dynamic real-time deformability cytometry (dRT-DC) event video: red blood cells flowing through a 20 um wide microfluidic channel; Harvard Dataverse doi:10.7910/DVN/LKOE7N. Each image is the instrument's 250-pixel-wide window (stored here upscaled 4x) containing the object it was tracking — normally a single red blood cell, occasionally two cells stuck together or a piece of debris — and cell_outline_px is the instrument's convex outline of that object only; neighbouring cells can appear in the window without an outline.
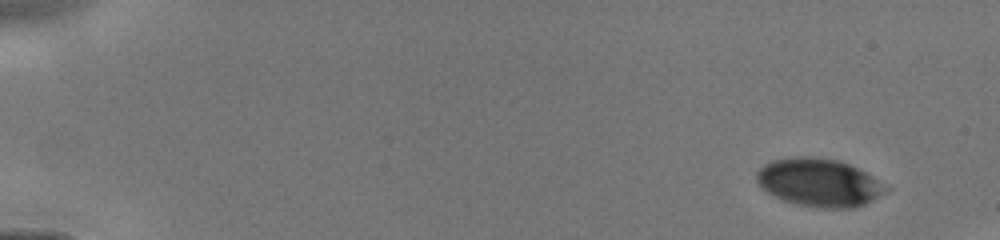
{"species": "human", "species_latin": "Homo sapiens", "temperature_condition": "cold", "stored_images_in_passage": 14, "camera_frame_rate_fps": 3000, "um_per_image_px": 0.085, "donor": {"sex": "male"}, "frame": {"image": 1, "passage_image": 1, "time_ms": 0.0, "image_size_px": [1000, 240], "cell_outline_px": [[892, 188], [888, 192], [856, 208], [820, 208], [796, 204], [784, 200], [760, 188], [756, 180], [756, 172], [764, 164], [772, 160], [796, 156], [808, 156], [840, 160], [872, 176]], "centroid_in_image_um": [69.63, 15.52], "position_along_channel_um": 15.4, "area_um2": 36.36}}
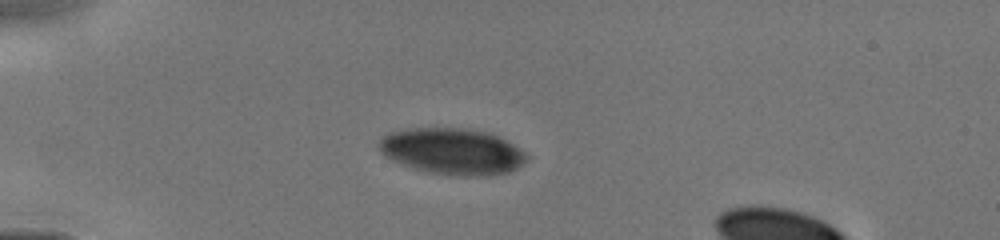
{"frame": {"image": 2, "passage_image": 10, "time_ms": 3.333, "image_size_px": [1000, 240], "cell_outline_px": [[528, 160], [516, 168], [508, 172], [488, 176], [460, 176], [424, 172], [400, 164], [384, 156], [380, 152], [376, 144], [384, 136], [392, 132], [408, 128], [464, 128], [488, 132], [528, 152]], "centroid_in_image_um": [38.43, 12.88], "position_along_channel_um": 46.6, "area_um2": 40.17}}
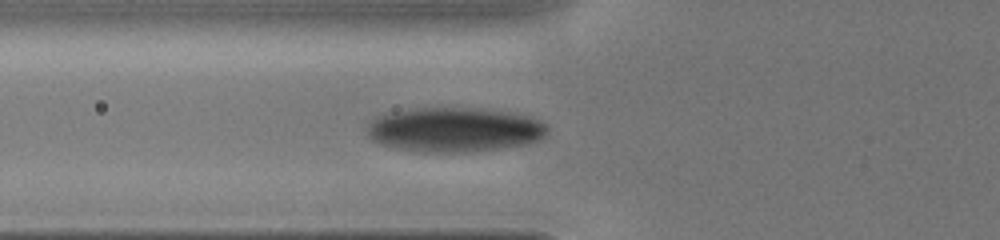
{"frame": {"image": 3, "passage_image": 14, "time_ms": 5.0, "image_size_px": [1000, 240], "cell_outline_px": [[548, 132], [544, 136], [524, 144], [508, 148], [468, 152], [424, 152], [396, 148], [380, 144], [372, 140], [368, 136], [364, 128], [376, 116], [384, 112], [412, 108], [480, 108], [512, 112], [532, 116], [544, 120], [548, 124]], "centroid_in_image_um": [38.62, 11.01], "position_along_channel_um": 87.2, "area_um2": 47.74}}